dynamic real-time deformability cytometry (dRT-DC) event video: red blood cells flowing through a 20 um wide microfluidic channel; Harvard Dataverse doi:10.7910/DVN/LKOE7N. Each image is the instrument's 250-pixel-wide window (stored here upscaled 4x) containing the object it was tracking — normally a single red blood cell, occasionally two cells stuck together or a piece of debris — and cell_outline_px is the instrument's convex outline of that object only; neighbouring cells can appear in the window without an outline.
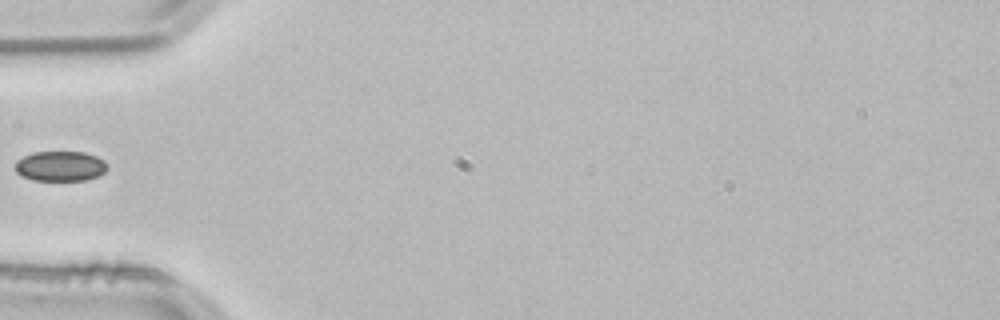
{"species": "common noctule bat (a hibernating species)", "species_latin": "Nyctalus noctula", "temperature_condition": "room temperature", "stored_images_in_passage": 4, "camera_frame_rate_fps": 3000, "um_per_image_px": 0.085, "animal": {"sex": "male", "body_mass_g": 21.5, "forearm_length_mm": 52.0}, "frame": {"image": 1, "passage_image": 4, "time_ms": 1.0, "image_size_px": [1000, 320], "cell_outline_px": [[108, 168], [104, 172], [88, 180], [32, 180], [20, 176], [16, 172], [16, 160], [32, 152], [84, 152], [96, 156], [104, 160], [108, 164]], "centroid_in_image_um": [5.12, 14.12], "position_along_channel_um": 79.9, "area_um2": 16.24}}